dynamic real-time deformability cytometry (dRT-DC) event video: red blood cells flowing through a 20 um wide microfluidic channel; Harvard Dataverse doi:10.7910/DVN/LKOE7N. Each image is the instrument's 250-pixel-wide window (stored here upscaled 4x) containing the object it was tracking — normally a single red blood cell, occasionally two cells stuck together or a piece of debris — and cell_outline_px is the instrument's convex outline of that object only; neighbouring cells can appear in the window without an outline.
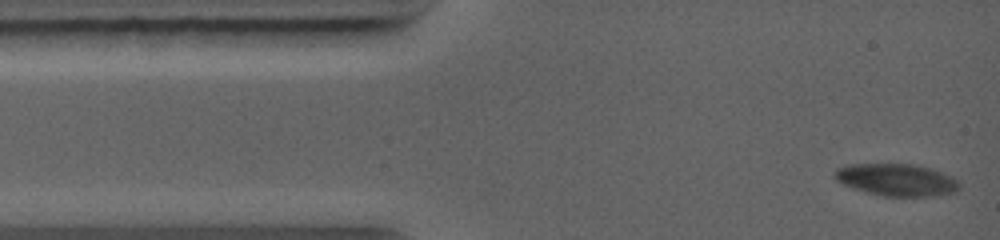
{"species": "common noctule bat (a hibernating species)", "species_latin": "Nyctalus noctula", "temperature_condition": "warm", "stored_images_in_passage": 7, "camera_frame_rate_fps": 5000, "um_per_image_px": 0.085, "animal": {"sex": "female", "body_mass_g": 19.0, "forearm_length_mm": 56.7}, "frame": {"image": 1, "passage_image": 1, "time_ms": 0.0, "image_size_px": [1000, 240], "cell_outline_px": [[960, 188], [956, 192], [936, 196], [884, 196], [852, 188], [836, 180], [832, 176], [836, 168], [848, 164], [912, 164], [932, 168], [952, 176], [960, 184]], "centroid_in_image_um": [76.21, 15.28], "position_along_channel_um": 8.8, "area_um2": 23.52}}